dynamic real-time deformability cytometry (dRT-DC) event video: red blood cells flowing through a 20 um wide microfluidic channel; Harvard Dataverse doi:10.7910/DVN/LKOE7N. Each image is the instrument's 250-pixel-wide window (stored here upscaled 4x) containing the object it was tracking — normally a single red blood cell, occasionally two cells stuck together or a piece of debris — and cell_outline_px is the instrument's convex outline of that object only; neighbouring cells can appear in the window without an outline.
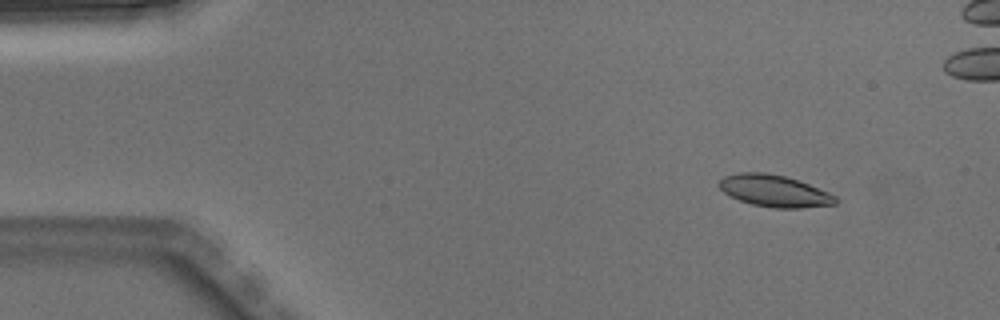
{"species": "Egyptian fruit bat (a non-hibernating species)", "species_latin": "Rousettus aegyptiacus", "temperature_condition": "warm", "stored_images_in_passage": 4, "camera_frame_rate_fps": 3000, "um_per_image_px": 0.085, "animal": {"sex": "male"}, "frame": {"image": 1, "passage_image": 1, "time_ms": 0.0, "image_size_px": [1000, 320], "cell_outline_px": [[836, 204], [800, 208], [776, 208], [752, 204], [740, 200], [724, 192], [716, 184], [724, 176], [740, 172], [764, 172], [784, 176], [808, 184], [828, 192], [836, 196]], "centroid_in_image_um": [65.8, 16.22], "position_along_channel_um": 19.2, "area_um2": 21.33}}